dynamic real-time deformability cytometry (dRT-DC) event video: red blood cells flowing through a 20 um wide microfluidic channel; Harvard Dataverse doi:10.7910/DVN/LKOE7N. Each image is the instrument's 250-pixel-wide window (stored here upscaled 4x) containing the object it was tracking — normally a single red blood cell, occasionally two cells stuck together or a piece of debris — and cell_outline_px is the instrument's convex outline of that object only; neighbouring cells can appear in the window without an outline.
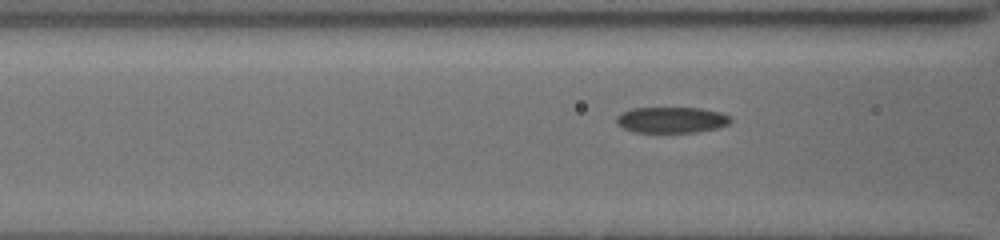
{"species": "common noctule bat (a hibernating species)", "species_latin": "Nyctalus noctula", "temperature_condition": "cold", "stored_images_in_passage": 9, "camera_frame_rate_fps": 3000, "um_per_image_px": 0.085, "animal": {"sex": "female", "body_mass_g": 19.5, "forearm_length_mm": 54.1}, "frame": {"image": 1, "passage_image": 3, "time_ms": 0.667, "image_size_px": [1000, 240], "cell_outline_px": [[732, 120], [728, 124], [716, 128], [696, 132], [636, 132], [624, 128], [616, 124], [616, 116], [620, 112], [632, 108], [700, 108], [720, 112], [732, 116]], "centroid_in_image_um": [57.07, 10.18], "position_along_channel_um": 109.5, "area_um2": 17.34}}
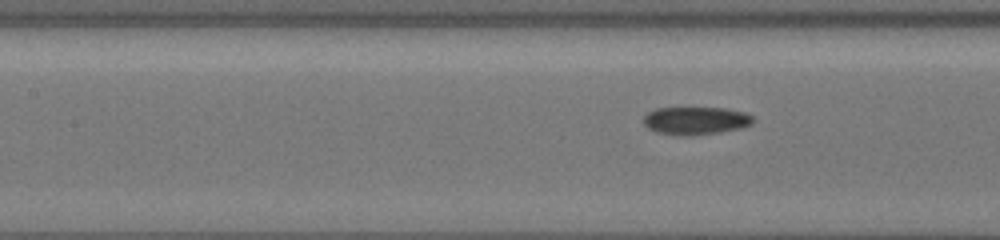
{"frame": {"image": 2, "passage_image": 6, "time_ms": 1.667, "image_size_px": [1000, 240], "cell_outline_px": [[752, 124], [740, 128], [720, 132], [688, 136], [680, 136], [656, 132], [648, 128], [644, 124], [644, 116], [648, 112], [656, 108], [724, 108], [744, 112], [752, 116]], "centroid_in_image_um": [59.1, 10.26], "position_along_channel_um": 148.3, "area_um2": 17.74}}